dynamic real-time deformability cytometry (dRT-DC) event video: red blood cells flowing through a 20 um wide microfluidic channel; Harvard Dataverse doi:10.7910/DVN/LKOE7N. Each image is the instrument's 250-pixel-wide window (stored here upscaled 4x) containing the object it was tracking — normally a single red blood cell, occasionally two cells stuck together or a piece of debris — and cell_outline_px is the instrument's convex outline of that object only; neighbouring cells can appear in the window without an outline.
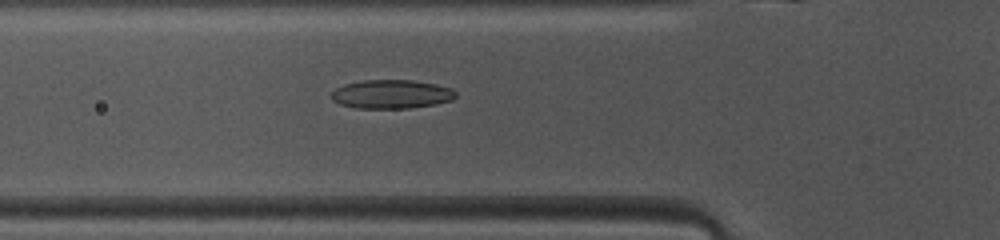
{"species": "common noctule bat (a hibernating species)", "species_latin": "Nyctalus noctula", "temperature_condition": "warm", "stored_images_in_passage": 27, "camera_frame_rate_fps": 3000, "um_per_image_px": 0.085, "animal": {"sex": "female", "body_mass_g": 10.0, "forearm_length_mm": 53.1}, "frame": {"image": 1, "passage_image": 14, "time_ms": 4.333, "image_size_px": [1000, 240], "cell_outline_px": [[456, 96], [452, 100], [436, 104], [408, 108], [356, 108], [340, 104], [332, 100], [332, 92], [336, 88], [344, 84], [360, 80], [412, 80], [436, 84], [452, 88], [456, 92]], "centroid_in_image_um": [33.28, 8.0], "position_along_channel_um": 92.5, "area_um2": 20.92}}
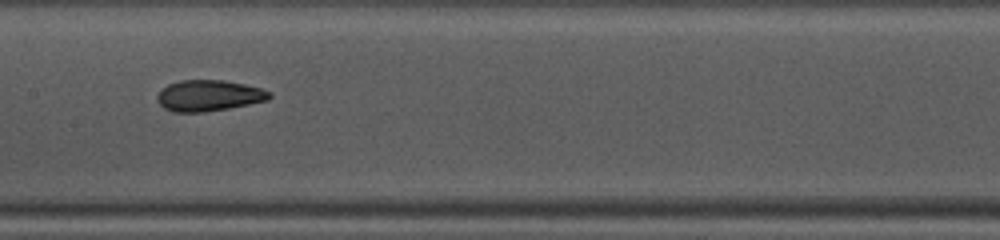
{"frame": {"image": 2, "passage_image": 21, "time_ms": 6.667, "image_size_px": [1000, 240], "cell_outline_px": [[272, 96], [268, 100], [228, 108], [204, 112], [172, 112], [164, 108], [156, 100], [156, 96], [168, 84], [180, 80], [224, 80], [244, 84], [260, 88], [272, 92]], "centroid_in_image_um": [17.75, 8.12], "position_along_channel_um": 189.7, "area_um2": 20.29}}
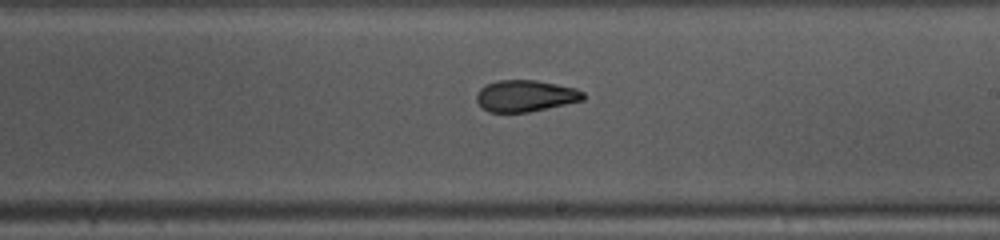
{"frame": {"image": 3, "passage_image": 25, "time_ms": 8.0, "image_size_px": [1000, 240], "cell_outline_px": [[584, 100], [528, 112], [488, 112], [476, 100], [476, 96], [480, 88], [488, 84], [500, 80], [536, 80], [576, 88], [584, 92]], "centroid_in_image_um": [44.67, 8.15], "position_along_channel_um": 244.3, "area_um2": 19.42}}